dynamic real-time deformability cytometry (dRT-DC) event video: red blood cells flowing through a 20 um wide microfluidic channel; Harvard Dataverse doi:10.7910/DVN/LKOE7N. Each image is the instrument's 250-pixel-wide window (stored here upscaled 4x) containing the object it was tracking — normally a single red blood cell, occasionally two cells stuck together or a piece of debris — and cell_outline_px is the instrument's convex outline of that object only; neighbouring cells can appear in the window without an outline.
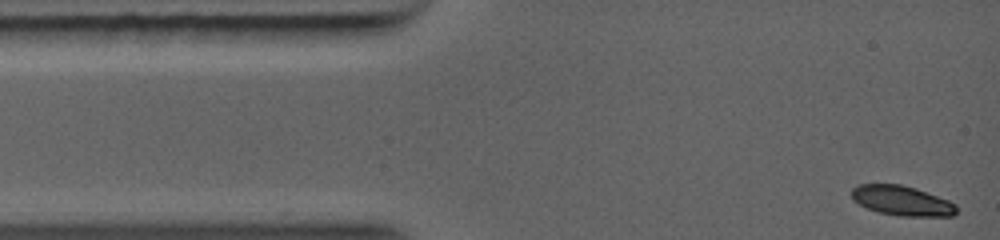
{"species": "common noctule bat (a hibernating species)", "species_latin": "Nyctalus noctula", "temperature_condition": "warm", "stored_images_in_passage": 6, "camera_frame_rate_fps": 5000, "um_per_image_px": 0.085, "animal": {"sex": "female", "body_mass_g": 19.0, "forearm_length_mm": 56.7}, "frame": {"image": 1, "passage_image": 1, "time_ms": 0.0, "image_size_px": [1000, 240], "cell_outline_px": [[956, 212], [948, 216], [912, 216], [880, 212], [868, 208], [860, 204], [852, 196], [852, 192], [860, 184], [900, 184], [924, 192], [944, 200], [952, 204], [956, 208]], "centroid_in_image_um": [76.62, 17.05], "position_along_channel_um": 8.4, "area_um2": 17.11}}
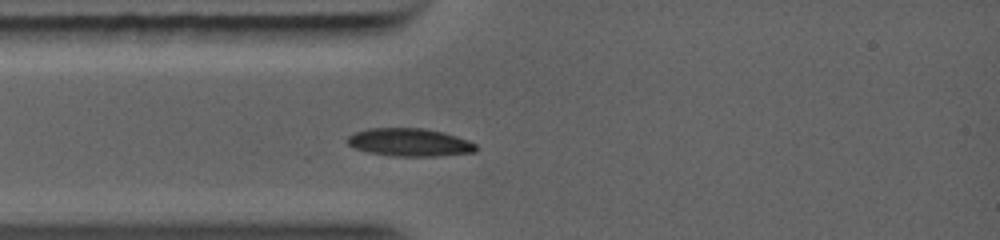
{"frame": {"image": 2, "passage_image": 6, "time_ms": 2.2, "image_size_px": [1000, 240], "cell_outline_px": [[476, 148], [472, 152], [416, 156], [404, 156], [372, 152], [348, 144], [348, 140], [356, 132], [372, 128], [420, 128], [440, 132], [476, 144]], "centroid_in_image_um": [34.8, 12.08], "position_along_channel_um": 50.2, "area_um2": 19.48}}